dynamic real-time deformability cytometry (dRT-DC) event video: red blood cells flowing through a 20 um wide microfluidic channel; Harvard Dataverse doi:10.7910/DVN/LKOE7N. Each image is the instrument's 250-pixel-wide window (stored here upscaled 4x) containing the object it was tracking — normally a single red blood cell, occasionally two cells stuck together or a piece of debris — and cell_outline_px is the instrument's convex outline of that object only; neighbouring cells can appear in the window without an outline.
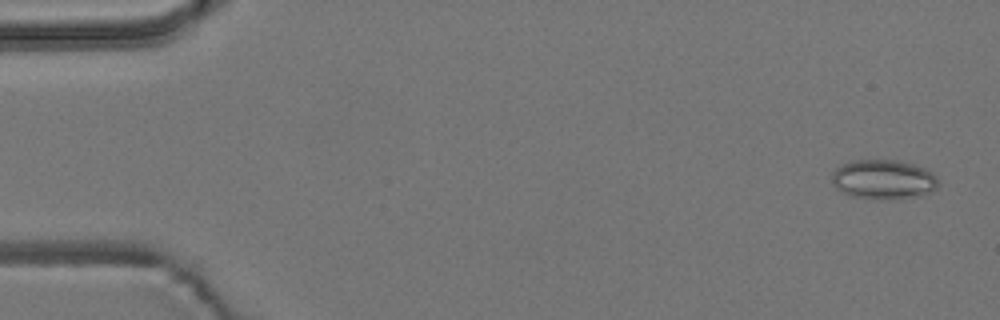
{"species": "common noctule bat (a hibernating species)", "species_latin": "Nyctalus noctula", "temperature_condition": "room temperature", "stored_images_in_passage": 4, "camera_frame_rate_fps": 3000, "um_per_image_px": 0.085, "animal": {"sex": "male", "body_mass_g": 19.2, "forearm_length_mm": 51.8}, "frame": {"image": 1, "passage_image": 1, "time_ms": 0.0, "image_size_px": [1000, 320], "cell_outline_px": [[940, 180], [936, 188], [932, 192], [920, 196], [848, 196], [836, 188], [832, 180], [832, 172], [840, 164], [852, 160], [896, 160], [912, 164], [924, 168], [932, 172]], "centroid_in_image_um": [75.09, 15.2], "position_along_channel_um": 9.9, "area_um2": 23.81}}